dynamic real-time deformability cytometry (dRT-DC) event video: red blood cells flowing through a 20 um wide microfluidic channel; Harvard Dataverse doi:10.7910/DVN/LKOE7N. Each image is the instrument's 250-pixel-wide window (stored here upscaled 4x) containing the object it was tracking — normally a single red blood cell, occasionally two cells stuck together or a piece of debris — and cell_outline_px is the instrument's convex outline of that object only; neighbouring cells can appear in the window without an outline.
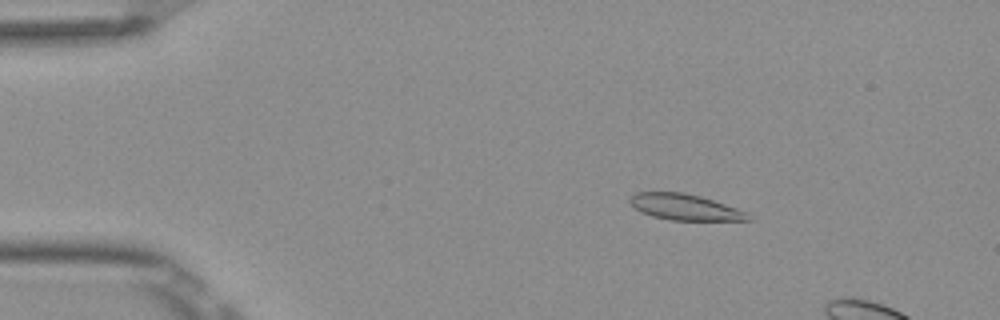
{"species": "Egyptian fruit bat (a non-hibernating species)", "species_latin": "Rousettus aegyptiacus", "temperature_condition": "room temperature", "stored_images_in_passage": 15, "camera_frame_rate_fps": 3000, "um_per_image_px": 0.085, "frame": {"image": 1, "passage_image": 9, "time_ms": 2.667, "image_size_px": [1000, 320], "cell_outline_px": [[752, 220], [672, 220], [652, 216], [640, 212], [628, 200], [636, 192], [684, 192], [700, 196], [748, 212]], "centroid_in_image_um": [58.21, 17.6], "position_along_channel_um": 26.8, "area_um2": 17.74}}